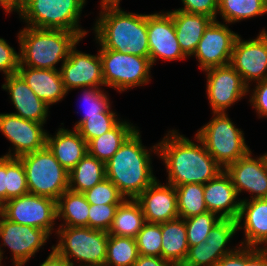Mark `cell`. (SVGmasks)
Returning a JSON list of instances; mask_svg holds the SVG:
<instances>
[{"label": "cell", "mask_w": 267, "mask_h": 266, "mask_svg": "<svg viewBox=\"0 0 267 266\" xmlns=\"http://www.w3.org/2000/svg\"><path fill=\"white\" fill-rule=\"evenodd\" d=\"M167 132L157 144L158 156L167 170L168 184L174 187L190 183L204 185L224 170L196 134L197 143H194L178 130Z\"/></svg>", "instance_id": "6da1fadb"}, {"label": "cell", "mask_w": 267, "mask_h": 266, "mask_svg": "<svg viewBox=\"0 0 267 266\" xmlns=\"http://www.w3.org/2000/svg\"><path fill=\"white\" fill-rule=\"evenodd\" d=\"M100 7L92 29L99 49L149 57L147 14L123 11L120 4H100Z\"/></svg>", "instance_id": "7a4b0ae2"}, {"label": "cell", "mask_w": 267, "mask_h": 266, "mask_svg": "<svg viewBox=\"0 0 267 266\" xmlns=\"http://www.w3.org/2000/svg\"><path fill=\"white\" fill-rule=\"evenodd\" d=\"M140 133L137 128L105 163L106 178L129 199H136L156 180L151 165V152L158 155V144L148 150L142 144Z\"/></svg>", "instance_id": "3957f363"}, {"label": "cell", "mask_w": 267, "mask_h": 266, "mask_svg": "<svg viewBox=\"0 0 267 266\" xmlns=\"http://www.w3.org/2000/svg\"><path fill=\"white\" fill-rule=\"evenodd\" d=\"M20 64L35 69L58 70L70 50L82 40L75 32L25 26L17 34Z\"/></svg>", "instance_id": "277c9868"}, {"label": "cell", "mask_w": 267, "mask_h": 266, "mask_svg": "<svg viewBox=\"0 0 267 266\" xmlns=\"http://www.w3.org/2000/svg\"><path fill=\"white\" fill-rule=\"evenodd\" d=\"M85 4L86 0H24L17 13L28 27L71 31L83 39L88 31L79 20Z\"/></svg>", "instance_id": "5b68a950"}, {"label": "cell", "mask_w": 267, "mask_h": 266, "mask_svg": "<svg viewBox=\"0 0 267 266\" xmlns=\"http://www.w3.org/2000/svg\"><path fill=\"white\" fill-rule=\"evenodd\" d=\"M55 232L60 238L51 248L72 266L105 265L108 232L81 226H59Z\"/></svg>", "instance_id": "8992f818"}, {"label": "cell", "mask_w": 267, "mask_h": 266, "mask_svg": "<svg viewBox=\"0 0 267 266\" xmlns=\"http://www.w3.org/2000/svg\"><path fill=\"white\" fill-rule=\"evenodd\" d=\"M213 116L212 120L197 130L196 135L209 154L225 169L251 149L245 142L243 131L235 126L227 113H213Z\"/></svg>", "instance_id": "52a82bcc"}, {"label": "cell", "mask_w": 267, "mask_h": 266, "mask_svg": "<svg viewBox=\"0 0 267 266\" xmlns=\"http://www.w3.org/2000/svg\"><path fill=\"white\" fill-rule=\"evenodd\" d=\"M24 165L30 194L57 201L68 190L67 171L47 146L19 157Z\"/></svg>", "instance_id": "ba28073f"}, {"label": "cell", "mask_w": 267, "mask_h": 266, "mask_svg": "<svg viewBox=\"0 0 267 266\" xmlns=\"http://www.w3.org/2000/svg\"><path fill=\"white\" fill-rule=\"evenodd\" d=\"M104 85L124 92L150 82L152 65L149 57H141L110 49H100Z\"/></svg>", "instance_id": "9c48e42d"}, {"label": "cell", "mask_w": 267, "mask_h": 266, "mask_svg": "<svg viewBox=\"0 0 267 266\" xmlns=\"http://www.w3.org/2000/svg\"><path fill=\"white\" fill-rule=\"evenodd\" d=\"M3 216L21 225L45 230L51 236L57 220V201L28 193L7 200L3 204Z\"/></svg>", "instance_id": "30bf717a"}, {"label": "cell", "mask_w": 267, "mask_h": 266, "mask_svg": "<svg viewBox=\"0 0 267 266\" xmlns=\"http://www.w3.org/2000/svg\"><path fill=\"white\" fill-rule=\"evenodd\" d=\"M50 235L42 229L21 225L9 221L4 216L0 219V257L4 258L2 246H8L12 253V264L24 266L47 243Z\"/></svg>", "instance_id": "8fae6325"}, {"label": "cell", "mask_w": 267, "mask_h": 266, "mask_svg": "<svg viewBox=\"0 0 267 266\" xmlns=\"http://www.w3.org/2000/svg\"><path fill=\"white\" fill-rule=\"evenodd\" d=\"M206 93L212 113H226L235 102L248 95V86L241 75L230 65L206 70Z\"/></svg>", "instance_id": "7c38bea8"}, {"label": "cell", "mask_w": 267, "mask_h": 266, "mask_svg": "<svg viewBox=\"0 0 267 266\" xmlns=\"http://www.w3.org/2000/svg\"><path fill=\"white\" fill-rule=\"evenodd\" d=\"M230 65L241 75L243 82L250 83L267 79V31L263 29L255 39L235 40ZM253 81V82H252Z\"/></svg>", "instance_id": "4fadbf2b"}, {"label": "cell", "mask_w": 267, "mask_h": 266, "mask_svg": "<svg viewBox=\"0 0 267 266\" xmlns=\"http://www.w3.org/2000/svg\"><path fill=\"white\" fill-rule=\"evenodd\" d=\"M238 35L228 28L227 23L213 20L205 29L192 55L199 62L201 71L230 64L233 46Z\"/></svg>", "instance_id": "5bb4252c"}, {"label": "cell", "mask_w": 267, "mask_h": 266, "mask_svg": "<svg viewBox=\"0 0 267 266\" xmlns=\"http://www.w3.org/2000/svg\"><path fill=\"white\" fill-rule=\"evenodd\" d=\"M44 124L23 119L13 113H0V132L11 142L14 150L9 148V152L3 156L19 158L44 148L47 136Z\"/></svg>", "instance_id": "9a60e30c"}, {"label": "cell", "mask_w": 267, "mask_h": 266, "mask_svg": "<svg viewBox=\"0 0 267 266\" xmlns=\"http://www.w3.org/2000/svg\"><path fill=\"white\" fill-rule=\"evenodd\" d=\"M149 60L153 66L157 59L165 61L188 58L180 48L172 16L168 12L147 14Z\"/></svg>", "instance_id": "2e32d148"}, {"label": "cell", "mask_w": 267, "mask_h": 266, "mask_svg": "<svg viewBox=\"0 0 267 266\" xmlns=\"http://www.w3.org/2000/svg\"><path fill=\"white\" fill-rule=\"evenodd\" d=\"M76 47L75 45L70 50L68 58L59 68L66 91L105 86L99 49L97 55H91L77 50Z\"/></svg>", "instance_id": "e0dca14e"}, {"label": "cell", "mask_w": 267, "mask_h": 266, "mask_svg": "<svg viewBox=\"0 0 267 266\" xmlns=\"http://www.w3.org/2000/svg\"><path fill=\"white\" fill-rule=\"evenodd\" d=\"M225 172L230 176L232 184L239 194L249 192L253 200L267 198V158L266 155L252 156L251 150L236 162L228 165Z\"/></svg>", "instance_id": "ac0fdd59"}, {"label": "cell", "mask_w": 267, "mask_h": 266, "mask_svg": "<svg viewBox=\"0 0 267 266\" xmlns=\"http://www.w3.org/2000/svg\"><path fill=\"white\" fill-rule=\"evenodd\" d=\"M136 200L148 223H163L179 218L177 193L173 185L161 184L156 179Z\"/></svg>", "instance_id": "d6986e66"}, {"label": "cell", "mask_w": 267, "mask_h": 266, "mask_svg": "<svg viewBox=\"0 0 267 266\" xmlns=\"http://www.w3.org/2000/svg\"><path fill=\"white\" fill-rule=\"evenodd\" d=\"M4 79L1 88L10 95L16 109L13 114L33 122L46 123L50 106L37 97L24 78L19 73H14Z\"/></svg>", "instance_id": "ffe728a7"}, {"label": "cell", "mask_w": 267, "mask_h": 266, "mask_svg": "<svg viewBox=\"0 0 267 266\" xmlns=\"http://www.w3.org/2000/svg\"><path fill=\"white\" fill-rule=\"evenodd\" d=\"M204 200L208 211L216 213L221 219L237 220L241 199L225 170L204 184Z\"/></svg>", "instance_id": "44dd1931"}, {"label": "cell", "mask_w": 267, "mask_h": 266, "mask_svg": "<svg viewBox=\"0 0 267 266\" xmlns=\"http://www.w3.org/2000/svg\"><path fill=\"white\" fill-rule=\"evenodd\" d=\"M237 227L244 230L240 245L267 249V198L241 201Z\"/></svg>", "instance_id": "7402d4cb"}, {"label": "cell", "mask_w": 267, "mask_h": 266, "mask_svg": "<svg viewBox=\"0 0 267 266\" xmlns=\"http://www.w3.org/2000/svg\"><path fill=\"white\" fill-rule=\"evenodd\" d=\"M18 73L37 97L48 106L62 101L68 94L59 70L35 69L19 65Z\"/></svg>", "instance_id": "603a6c76"}, {"label": "cell", "mask_w": 267, "mask_h": 266, "mask_svg": "<svg viewBox=\"0 0 267 266\" xmlns=\"http://www.w3.org/2000/svg\"><path fill=\"white\" fill-rule=\"evenodd\" d=\"M46 146L67 171L88 153V144L76 129L61 127L54 136L47 132Z\"/></svg>", "instance_id": "cb8c5ba5"}, {"label": "cell", "mask_w": 267, "mask_h": 266, "mask_svg": "<svg viewBox=\"0 0 267 266\" xmlns=\"http://www.w3.org/2000/svg\"><path fill=\"white\" fill-rule=\"evenodd\" d=\"M173 18L175 33L183 53L192 57L207 26L214 20L202 14L180 10L167 11Z\"/></svg>", "instance_id": "d4e9b609"}, {"label": "cell", "mask_w": 267, "mask_h": 266, "mask_svg": "<svg viewBox=\"0 0 267 266\" xmlns=\"http://www.w3.org/2000/svg\"><path fill=\"white\" fill-rule=\"evenodd\" d=\"M161 232V257L177 266H181L189 249L184 219L177 218L161 223Z\"/></svg>", "instance_id": "484cf974"}, {"label": "cell", "mask_w": 267, "mask_h": 266, "mask_svg": "<svg viewBox=\"0 0 267 266\" xmlns=\"http://www.w3.org/2000/svg\"><path fill=\"white\" fill-rule=\"evenodd\" d=\"M145 223V216L139 202L136 199L125 198L116 210L108 234L135 239Z\"/></svg>", "instance_id": "4316f807"}, {"label": "cell", "mask_w": 267, "mask_h": 266, "mask_svg": "<svg viewBox=\"0 0 267 266\" xmlns=\"http://www.w3.org/2000/svg\"><path fill=\"white\" fill-rule=\"evenodd\" d=\"M106 178L105 163L87 153L69 171L68 189L84 193Z\"/></svg>", "instance_id": "83f0119b"}, {"label": "cell", "mask_w": 267, "mask_h": 266, "mask_svg": "<svg viewBox=\"0 0 267 266\" xmlns=\"http://www.w3.org/2000/svg\"><path fill=\"white\" fill-rule=\"evenodd\" d=\"M129 121H121L109 132L92 139L88 143V153L106 163L120 148L124 141L138 128Z\"/></svg>", "instance_id": "f1b7e54d"}, {"label": "cell", "mask_w": 267, "mask_h": 266, "mask_svg": "<svg viewBox=\"0 0 267 266\" xmlns=\"http://www.w3.org/2000/svg\"><path fill=\"white\" fill-rule=\"evenodd\" d=\"M90 204L83 193L66 190L57 200V219L59 226L88 227Z\"/></svg>", "instance_id": "f546056e"}, {"label": "cell", "mask_w": 267, "mask_h": 266, "mask_svg": "<svg viewBox=\"0 0 267 266\" xmlns=\"http://www.w3.org/2000/svg\"><path fill=\"white\" fill-rule=\"evenodd\" d=\"M217 13L223 23L234 24L267 14V0H218Z\"/></svg>", "instance_id": "4dcf8cb0"}, {"label": "cell", "mask_w": 267, "mask_h": 266, "mask_svg": "<svg viewBox=\"0 0 267 266\" xmlns=\"http://www.w3.org/2000/svg\"><path fill=\"white\" fill-rule=\"evenodd\" d=\"M179 218L185 219L208 212L203 184H183L175 187Z\"/></svg>", "instance_id": "1f68e13d"}, {"label": "cell", "mask_w": 267, "mask_h": 266, "mask_svg": "<svg viewBox=\"0 0 267 266\" xmlns=\"http://www.w3.org/2000/svg\"><path fill=\"white\" fill-rule=\"evenodd\" d=\"M138 256L134 238L108 234L105 266H133Z\"/></svg>", "instance_id": "d6a6232c"}, {"label": "cell", "mask_w": 267, "mask_h": 266, "mask_svg": "<svg viewBox=\"0 0 267 266\" xmlns=\"http://www.w3.org/2000/svg\"><path fill=\"white\" fill-rule=\"evenodd\" d=\"M213 247L210 243L202 242L195 246H190L186 259L181 266H216L218 261L233 252L237 247Z\"/></svg>", "instance_id": "836d02e7"}, {"label": "cell", "mask_w": 267, "mask_h": 266, "mask_svg": "<svg viewBox=\"0 0 267 266\" xmlns=\"http://www.w3.org/2000/svg\"><path fill=\"white\" fill-rule=\"evenodd\" d=\"M120 121V118H118L116 112L112 111L110 106L105 112L100 113V116L88 117L76 130L88 144L92 139L109 132Z\"/></svg>", "instance_id": "e575fe53"}, {"label": "cell", "mask_w": 267, "mask_h": 266, "mask_svg": "<svg viewBox=\"0 0 267 266\" xmlns=\"http://www.w3.org/2000/svg\"><path fill=\"white\" fill-rule=\"evenodd\" d=\"M220 219L221 218L216 213L210 211L185 218L184 221L189 247L205 242L211 229Z\"/></svg>", "instance_id": "d590c367"}, {"label": "cell", "mask_w": 267, "mask_h": 266, "mask_svg": "<svg viewBox=\"0 0 267 266\" xmlns=\"http://www.w3.org/2000/svg\"><path fill=\"white\" fill-rule=\"evenodd\" d=\"M6 201L29 193L24 165L19 158L6 157Z\"/></svg>", "instance_id": "8d00e7d4"}, {"label": "cell", "mask_w": 267, "mask_h": 266, "mask_svg": "<svg viewBox=\"0 0 267 266\" xmlns=\"http://www.w3.org/2000/svg\"><path fill=\"white\" fill-rule=\"evenodd\" d=\"M135 240L140 255L161 257V223L146 222L137 234Z\"/></svg>", "instance_id": "74e56055"}, {"label": "cell", "mask_w": 267, "mask_h": 266, "mask_svg": "<svg viewBox=\"0 0 267 266\" xmlns=\"http://www.w3.org/2000/svg\"><path fill=\"white\" fill-rule=\"evenodd\" d=\"M82 89L86 107L83 117L74 124L73 129H76L88 117L100 116V113L105 112L111 106L109 94L107 95L102 88L84 87Z\"/></svg>", "instance_id": "f35d334b"}, {"label": "cell", "mask_w": 267, "mask_h": 266, "mask_svg": "<svg viewBox=\"0 0 267 266\" xmlns=\"http://www.w3.org/2000/svg\"><path fill=\"white\" fill-rule=\"evenodd\" d=\"M84 196L89 204H120L125 197L108 178L103 179L91 189L85 191Z\"/></svg>", "instance_id": "ab89813d"}, {"label": "cell", "mask_w": 267, "mask_h": 266, "mask_svg": "<svg viewBox=\"0 0 267 266\" xmlns=\"http://www.w3.org/2000/svg\"><path fill=\"white\" fill-rule=\"evenodd\" d=\"M119 204H90L88 227L108 232Z\"/></svg>", "instance_id": "60d3db41"}, {"label": "cell", "mask_w": 267, "mask_h": 266, "mask_svg": "<svg viewBox=\"0 0 267 266\" xmlns=\"http://www.w3.org/2000/svg\"><path fill=\"white\" fill-rule=\"evenodd\" d=\"M237 220L220 219L211 229L206 243H210L213 247H226L237 233Z\"/></svg>", "instance_id": "b9f144b4"}, {"label": "cell", "mask_w": 267, "mask_h": 266, "mask_svg": "<svg viewBox=\"0 0 267 266\" xmlns=\"http://www.w3.org/2000/svg\"><path fill=\"white\" fill-rule=\"evenodd\" d=\"M20 55L4 38L0 37V72L4 76L18 73Z\"/></svg>", "instance_id": "7bdbcfd3"}, {"label": "cell", "mask_w": 267, "mask_h": 266, "mask_svg": "<svg viewBox=\"0 0 267 266\" xmlns=\"http://www.w3.org/2000/svg\"><path fill=\"white\" fill-rule=\"evenodd\" d=\"M184 7L178 8L187 13L202 14L217 20L218 0H181Z\"/></svg>", "instance_id": "ee69618b"}, {"label": "cell", "mask_w": 267, "mask_h": 266, "mask_svg": "<svg viewBox=\"0 0 267 266\" xmlns=\"http://www.w3.org/2000/svg\"><path fill=\"white\" fill-rule=\"evenodd\" d=\"M255 84L256 86L252 90L250 86L248 87V93L252 91L249 101L259 118H267V79L255 82Z\"/></svg>", "instance_id": "f6af8a7d"}, {"label": "cell", "mask_w": 267, "mask_h": 266, "mask_svg": "<svg viewBox=\"0 0 267 266\" xmlns=\"http://www.w3.org/2000/svg\"><path fill=\"white\" fill-rule=\"evenodd\" d=\"M245 266H267V249L245 246Z\"/></svg>", "instance_id": "bcb514c9"}, {"label": "cell", "mask_w": 267, "mask_h": 266, "mask_svg": "<svg viewBox=\"0 0 267 266\" xmlns=\"http://www.w3.org/2000/svg\"><path fill=\"white\" fill-rule=\"evenodd\" d=\"M216 266H245V246L239 245L233 252L223 256Z\"/></svg>", "instance_id": "7dc6e473"}, {"label": "cell", "mask_w": 267, "mask_h": 266, "mask_svg": "<svg viewBox=\"0 0 267 266\" xmlns=\"http://www.w3.org/2000/svg\"><path fill=\"white\" fill-rule=\"evenodd\" d=\"M133 266H177L170 261L157 256H138Z\"/></svg>", "instance_id": "c3c4849f"}, {"label": "cell", "mask_w": 267, "mask_h": 266, "mask_svg": "<svg viewBox=\"0 0 267 266\" xmlns=\"http://www.w3.org/2000/svg\"><path fill=\"white\" fill-rule=\"evenodd\" d=\"M6 187H7V175H6V157H0V202L4 204L6 202Z\"/></svg>", "instance_id": "681fc988"}, {"label": "cell", "mask_w": 267, "mask_h": 266, "mask_svg": "<svg viewBox=\"0 0 267 266\" xmlns=\"http://www.w3.org/2000/svg\"><path fill=\"white\" fill-rule=\"evenodd\" d=\"M39 266H72V264L52 248L49 256Z\"/></svg>", "instance_id": "f907efd6"}, {"label": "cell", "mask_w": 267, "mask_h": 266, "mask_svg": "<svg viewBox=\"0 0 267 266\" xmlns=\"http://www.w3.org/2000/svg\"><path fill=\"white\" fill-rule=\"evenodd\" d=\"M24 0H0V6L5 13L17 12L23 6Z\"/></svg>", "instance_id": "816d5d0a"}, {"label": "cell", "mask_w": 267, "mask_h": 266, "mask_svg": "<svg viewBox=\"0 0 267 266\" xmlns=\"http://www.w3.org/2000/svg\"><path fill=\"white\" fill-rule=\"evenodd\" d=\"M121 0H101L100 4H120Z\"/></svg>", "instance_id": "f5cc1de1"}, {"label": "cell", "mask_w": 267, "mask_h": 266, "mask_svg": "<svg viewBox=\"0 0 267 266\" xmlns=\"http://www.w3.org/2000/svg\"><path fill=\"white\" fill-rule=\"evenodd\" d=\"M3 216V204L0 202V219Z\"/></svg>", "instance_id": "db71d44e"}]
</instances>
